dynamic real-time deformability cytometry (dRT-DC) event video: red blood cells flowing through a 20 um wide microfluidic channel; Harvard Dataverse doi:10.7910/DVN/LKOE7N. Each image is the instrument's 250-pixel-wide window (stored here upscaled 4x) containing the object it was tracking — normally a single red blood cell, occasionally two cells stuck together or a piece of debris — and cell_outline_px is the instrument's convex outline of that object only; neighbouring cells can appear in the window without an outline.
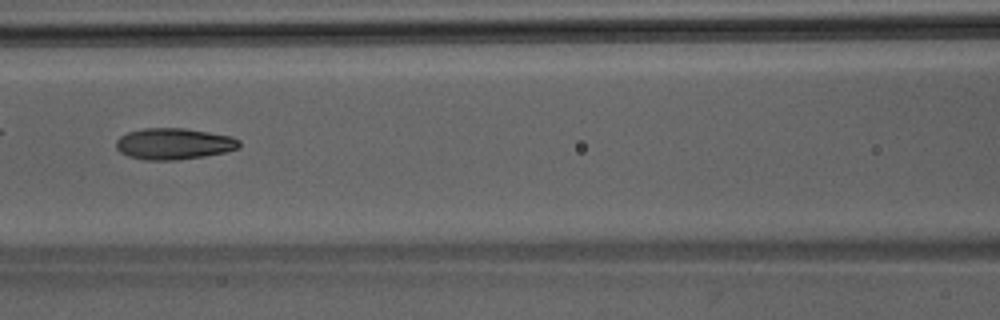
{"species": "Egyptian fruit bat (a non-hibernating species)", "species_latin": "Rousettus aegyptiacus", "temperature_condition": "room temperature", "stored_images_in_passage": 7, "camera_frame_rate_fps": 3000, "um_per_image_px": 0.085, "animal": {"sex": "male"}, "frame": {"image": 1, "passage_image": 7, "time_ms": 2.0, "image_size_px": [1000, 320], "cell_outline_px": [[240, 148], [224, 152], [204, 156], [176, 160], [144, 160], [128, 156], [120, 152], [116, 148], [116, 140], [120, 136], [128, 132], [144, 128], [184, 128], [232, 136], [240, 140]], "centroid_in_image_um": [14.77, 12.22], "position_along_channel_um": 151.8, "area_um2": 22.54}}